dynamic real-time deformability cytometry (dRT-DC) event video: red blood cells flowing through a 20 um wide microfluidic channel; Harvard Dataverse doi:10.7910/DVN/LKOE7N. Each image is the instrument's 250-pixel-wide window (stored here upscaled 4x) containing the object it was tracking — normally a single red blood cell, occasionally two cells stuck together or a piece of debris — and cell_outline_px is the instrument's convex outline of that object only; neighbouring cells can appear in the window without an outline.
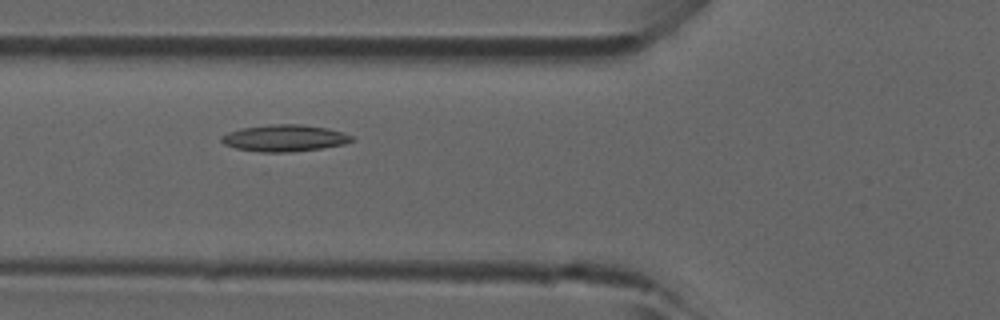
{"species": "common noctule bat (a hibernating species)", "species_latin": "Nyctalus noctula", "temperature_condition": "room temperature", "stored_images_in_passage": 4, "camera_frame_rate_fps": 3000, "um_per_image_px": 0.085, "animal": {"sex": "male", "forearm_length_mm": 52.5}, "frame": {"image": 1, "passage_image": 3, "time_ms": 0.667, "image_size_px": [1000, 320], "cell_outline_px": [[356, 140], [344, 144], [320, 148], [292, 152], [260, 152], [236, 148], [224, 144], [220, 140], [220, 136], [228, 132], [240, 128], [276, 124], [300, 124], [328, 128], [352, 136]], "centroid_in_image_um": [24.16, 11.74], "position_along_channel_um": 101.6, "area_um2": 20.23}}
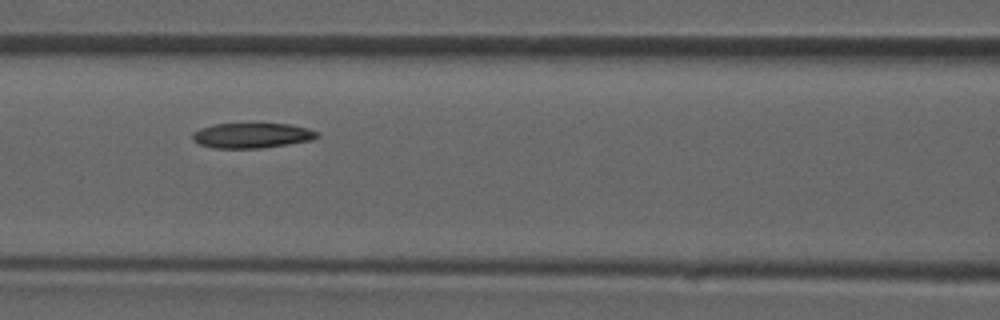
{"frame": {"image": 2, "passage_image": 4, "time_ms": 1.0, "image_size_px": [1000, 320], "cell_outline_px": [[320, 136], [308, 140], [260, 148], [216, 148], [200, 144], [192, 140], [192, 132], [200, 128], [216, 124], [288, 124], [308, 128], [316, 132]], "centroid_in_image_um": [21.35, 11.51], "position_along_channel_um": 145.2, "area_um2": 17.86}}